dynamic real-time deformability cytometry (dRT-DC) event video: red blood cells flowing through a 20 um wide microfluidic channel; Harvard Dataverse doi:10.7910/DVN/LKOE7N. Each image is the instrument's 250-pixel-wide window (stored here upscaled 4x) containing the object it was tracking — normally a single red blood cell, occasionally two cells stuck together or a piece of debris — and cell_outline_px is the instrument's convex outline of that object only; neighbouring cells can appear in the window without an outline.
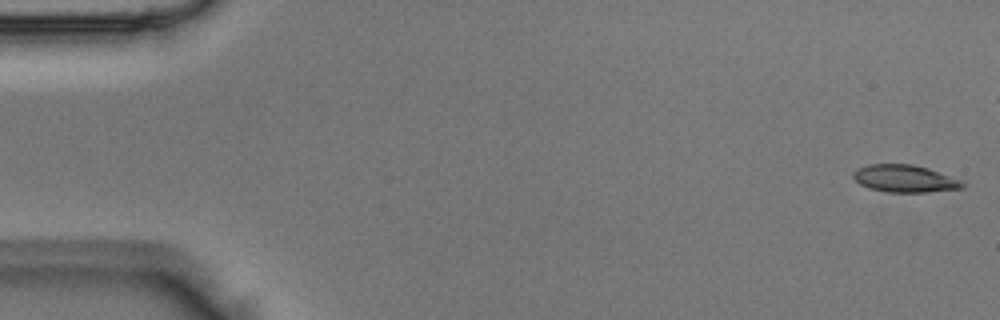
{"species": "Egyptian fruit bat (a non-hibernating species)", "species_latin": "Rousettus aegyptiacus", "temperature_condition": "room temperature", "stored_images_in_passage": 51, "camera_frame_rate_fps": 3000, "um_per_image_px": 0.085, "animal": {"sex": "male"}, "frame": {"image": 1, "passage_image": 1, "time_ms": 0.0, "image_size_px": [1000, 320], "cell_outline_px": [[968, 184], [964, 188], [928, 192], [888, 192], [868, 188], [860, 184], [852, 176], [852, 172], [856, 168], [868, 164], [912, 164], [928, 168], [960, 180]], "centroid_in_image_um": [76.89, 15.18], "position_along_channel_um": 8.1, "area_um2": 17.51}}
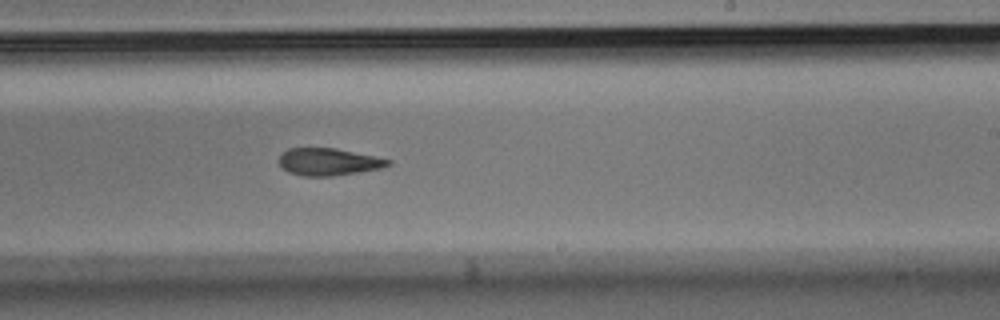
{"frame": {"image": 2, "passage_image": 30, "time_ms": 9.667, "image_size_px": [1000, 320], "cell_outline_px": [[392, 164], [380, 168], [360, 172], [332, 176], [304, 176], [288, 172], [280, 164], [280, 156], [288, 148], [336, 148], [376, 156], [392, 160]], "centroid_in_image_um": [27.97, 13.75], "position_along_channel_um": 261.0, "area_um2": 17.28}}
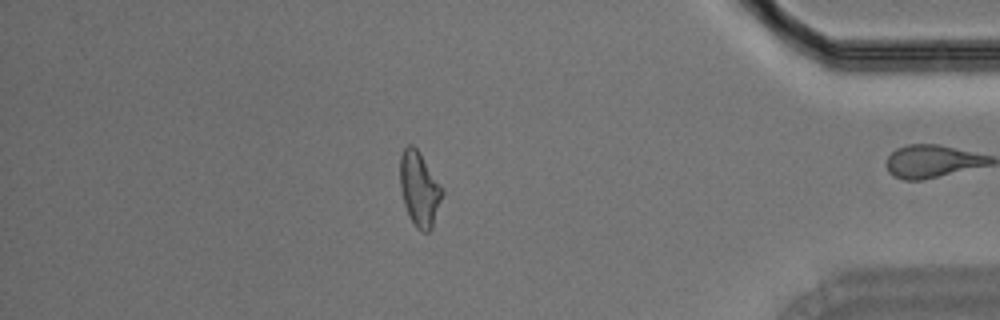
{"frame": {"image": 3, "passage_image": 43, "time_ms": 14.0, "image_size_px": [1000, 320], "cell_outline_px": [[444, 192], [432, 228], [428, 232], [420, 232], [416, 228], [408, 216], [404, 204], [400, 188], [400, 156], [404, 148], [408, 144], [412, 144], [420, 152], [444, 188]], "centroid_in_image_um": [35.66, 16.06], "position_along_channel_um": 399.5, "area_um2": 18.67}}